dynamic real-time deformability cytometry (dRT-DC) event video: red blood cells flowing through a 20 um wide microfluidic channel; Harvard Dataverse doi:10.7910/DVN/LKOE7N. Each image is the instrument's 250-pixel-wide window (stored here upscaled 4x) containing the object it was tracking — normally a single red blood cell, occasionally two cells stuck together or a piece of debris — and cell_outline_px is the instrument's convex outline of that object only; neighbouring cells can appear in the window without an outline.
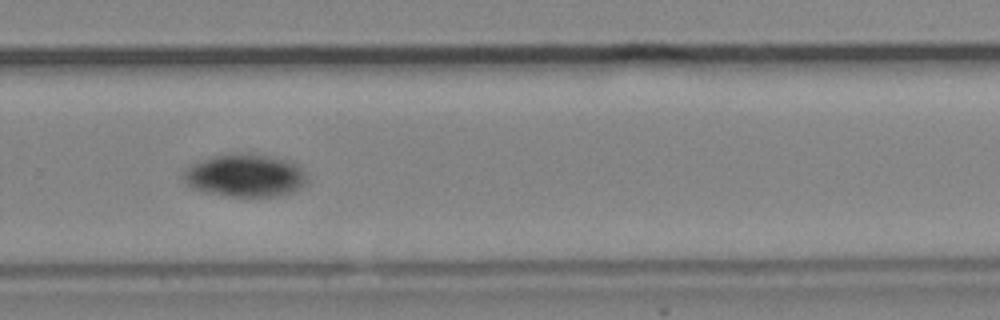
{"species": "common noctule bat (a hibernating species)", "species_latin": "Nyctalus noctula", "temperature_condition": "cold", "stored_images_in_passage": 97, "camera_frame_rate_fps": 3000, "um_per_image_px": 0.085, "animal": {"sex": "male", "body_mass_g": 19.2, "forearm_length_mm": 51.8}, "frame": {"image": 1, "passage_image": 74, "time_ms": 24.333, "image_size_px": [1000, 320], "cell_outline_px": [[308, 180], [300, 188], [292, 192], [276, 196], [228, 196], [204, 192], [192, 188], [180, 176], [184, 168], [188, 164], [212, 156], [232, 152], [252, 152], [292, 160], [308, 176]], "centroid_in_image_um": [20.8, 14.88], "position_along_channel_um": 309.0, "area_um2": 31.67}}